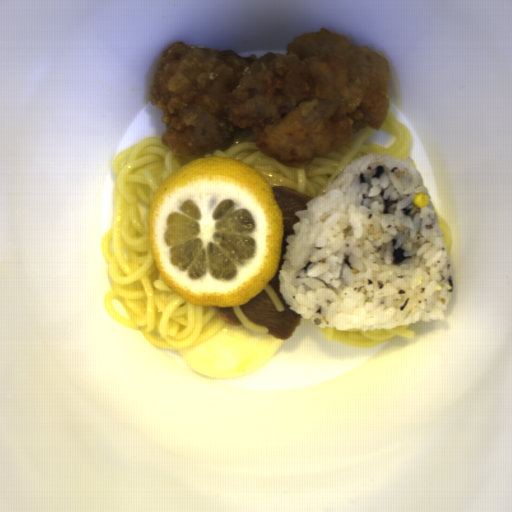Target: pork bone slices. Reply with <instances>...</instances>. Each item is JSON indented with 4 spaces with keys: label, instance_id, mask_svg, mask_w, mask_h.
<instances>
[{
    "label": "pork bone slices",
    "instance_id": "d1f655de",
    "mask_svg": "<svg viewBox=\"0 0 512 512\" xmlns=\"http://www.w3.org/2000/svg\"><path fill=\"white\" fill-rule=\"evenodd\" d=\"M272 189L282 214L283 243L278 271L268 284L276 293L284 309L279 311L264 289L249 301L238 306L253 323L267 329L266 335L288 340L300 327L303 317L293 312L285 302L281 294L278 275L282 264L286 261V259H283L289 245L286 237L295 236L294 223L301 221L296 216L295 211H308L307 202L315 198L300 190L284 186H273Z\"/></svg>",
    "mask_w": 512,
    "mask_h": 512
},
{
    "label": "pork bone slices",
    "instance_id": "8bd94acc",
    "mask_svg": "<svg viewBox=\"0 0 512 512\" xmlns=\"http://www.w3.org/2000/svg\"><path fill=\"white\" fill-rule=\"evenodd\" d=\"M213 311L216 313V315L221 318L224 322L227 324H232L236 326H241L242 322L237 317L234 306L233 307H214Z\"/></svg>",
    "mask_w": 512,
    "mask_h": 512
}]
</instances>
